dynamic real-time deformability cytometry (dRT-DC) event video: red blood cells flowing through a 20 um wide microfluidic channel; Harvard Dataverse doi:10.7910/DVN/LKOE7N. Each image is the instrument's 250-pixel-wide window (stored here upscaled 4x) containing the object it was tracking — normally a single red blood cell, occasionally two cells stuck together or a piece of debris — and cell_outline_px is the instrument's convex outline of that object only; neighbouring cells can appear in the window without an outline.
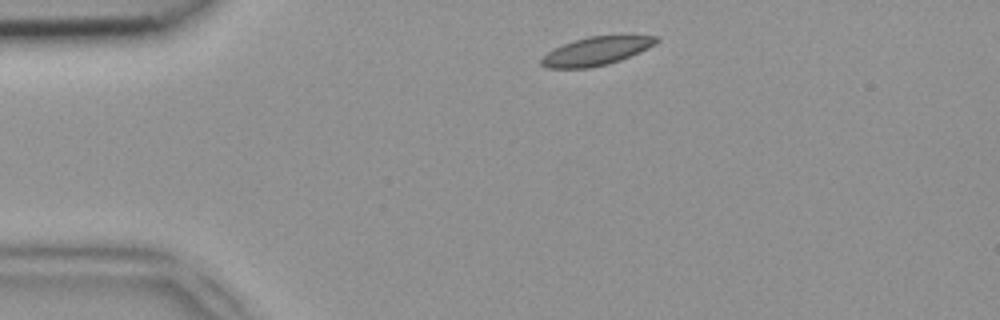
{"species": "common noctule bat (a hibernating species)", "species_latin": "Nyctalus noctula", "temperature_condition": "room temperature", "stored_images_in_passage": 42, "camera_frame_rate_fps": 3000, "um_per_image_px": 0.085, "animal": {"sex": "female", "body_mass_g": 18.4}, "frame": {"image": 1, "passage_image": 3, "time_ms": 0.667, "image_size_px": [1000, 320], "cell_outline_px": [[660, 40], [656, 44], [640, 52], [620, 60], [608, 64], [588, 68], [548, 68], [540, 64], [540, 60], [548, 52], [564, 44], [588, 36], [628, 32], [660, 36]], "centroid_in_image_um": [50.84, 4.27], "position_along_channel_um": 34.2, "area_um2": 19.83}}
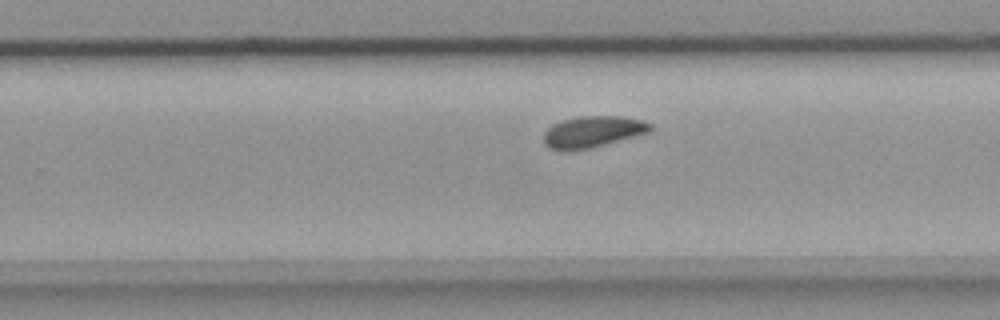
{"frame": {"image": 2, "passage_image": 24, "time_ms": 7.667, "image_size_px": [1000, 320], "cell_outline_px": [[652, 132], [572, 152], [564, 152], [548, 148], [544, 144], [544, 132], [552, 124], [564, 120], [580, 116], [620, 116], [640, 120], [652, 124]], "centroid_in_image_um": [50.35, 11.22], "position_along_channel_um": 279.5, "area_um2": 19.65}}
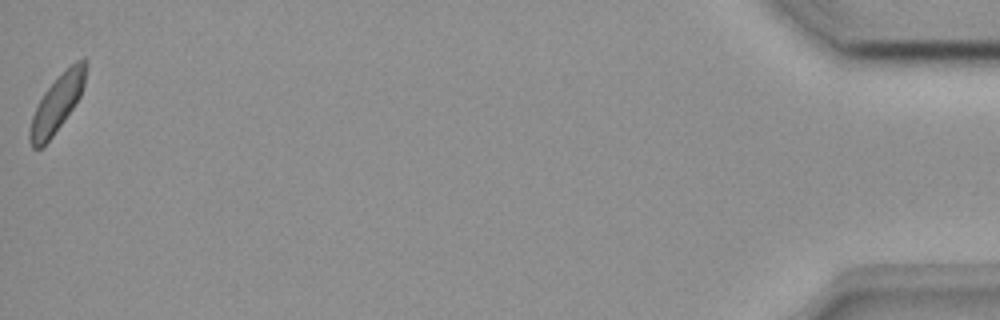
{"frame": {"image": 3, "passage_image": 42, "time_ms": 13.667, "image_size_px": [1000, 320], "cell_outline_px": [[88, 68], [84, 84], [80, 96], [64, 120], [52, 136], [40, 148], [32, 148], [28, 140], [28, 132], [32, 116], [44, 92], [76, 60], [84, 56], [88, 60]], "centroid_in_image_um": [4.87, 8.77], "position_along_channel_um": 430.3, "area_um2": 18.21}}